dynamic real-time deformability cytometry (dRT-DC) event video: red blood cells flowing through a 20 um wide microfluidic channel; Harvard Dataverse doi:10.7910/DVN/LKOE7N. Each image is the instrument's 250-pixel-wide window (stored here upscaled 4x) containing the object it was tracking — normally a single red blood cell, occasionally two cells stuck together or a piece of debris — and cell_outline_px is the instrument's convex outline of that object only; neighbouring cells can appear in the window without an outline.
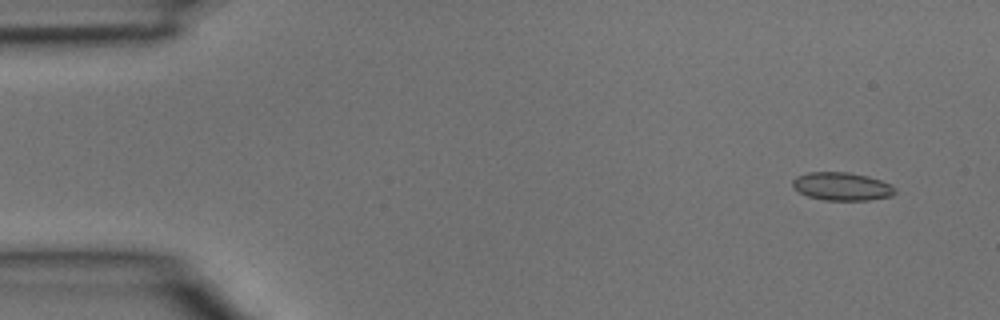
{"species": "common noctule bat (a hibernating species)", "species_latin": "Nyctalus noctula", "temperature_condition": "room temperature", "stored_images_in_passage": 3, "camera_frame_rate_fps": 3000, "um_per_image_px": 0.085, "animal": {"sex": "male", "body_mass_g": 15.6}, "frame": {"image": 1, "passage_image": 1, "time_ms": 0.0, "image_size_px": [1000, 320], "cell_outline_px": [[896, 192], [892, 196], [868, 200], [824, 200], [808, 196], [792, 188], [792, 180], [796, 176], [808, 172], [848, 172], [868, 176], [892, 184], [896, 188]], "centroid_in_image_um": [71.56, 15.84], "position_along_channel_um": 13.4, "area_um2": 16.94}}